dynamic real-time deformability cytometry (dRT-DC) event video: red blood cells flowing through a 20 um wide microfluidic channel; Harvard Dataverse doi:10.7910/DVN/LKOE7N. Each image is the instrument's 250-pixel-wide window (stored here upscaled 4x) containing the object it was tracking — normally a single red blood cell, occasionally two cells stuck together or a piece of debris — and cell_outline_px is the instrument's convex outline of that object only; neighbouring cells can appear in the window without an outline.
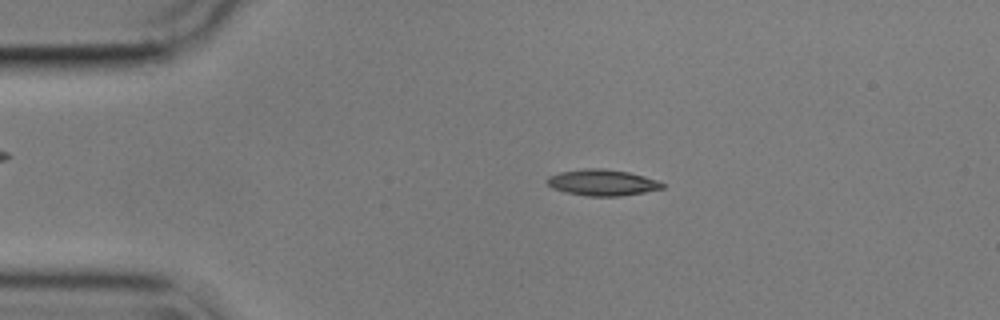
{"species": "common noctule bat (a hibernating species)", "species_latin": "Nyctalus noctula", "temperature_condition": "cold", "stored_images_in_passage": 52, "camera_frame_rate_fps": 3000, "um_per_image_px": 0.085, "animal": {"sex": "male", "body_mass_g": 17.9}, "frame": {"image": 1, "passage_image": 8, "time_ms": 2.333, "image_size_px": [1000, 320], "cell_outline_px": [[664, 188], [644, 192], [620, 196], [588, 196], [564, 192], [552, 188], [548, 184], [548, 176], [560, 172], [584, 168], [604, 168], [628, 172], [644, 176], [656, 180], [664, 184]], "centroid_in_image_um": [51.18, 15.51], "position_along_channel_um": 33.8, "area_um2": 17.51}}
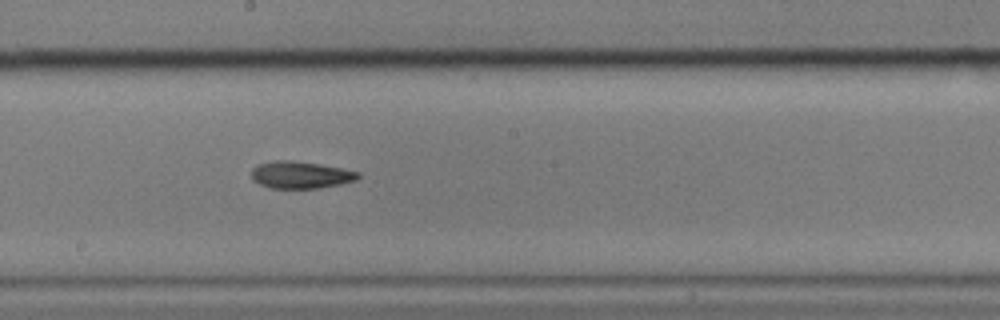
{"frame": {"image": 2, "passage_image": 27, "time_ms": 8.667, "image_size_px": [1000, 320], "cell_outline_px": [[360, 176], [356, 180], [340, 184], [320, 188], [268, 188], [252, 180], [252, 168], [256, 164], [276, 160], [292, 160], [320, 164], [360, 172]], "centroid_in_image_um": [25.52, 14.86], "position_along_channel_um": 222.7, "area_um2": 16.94}}
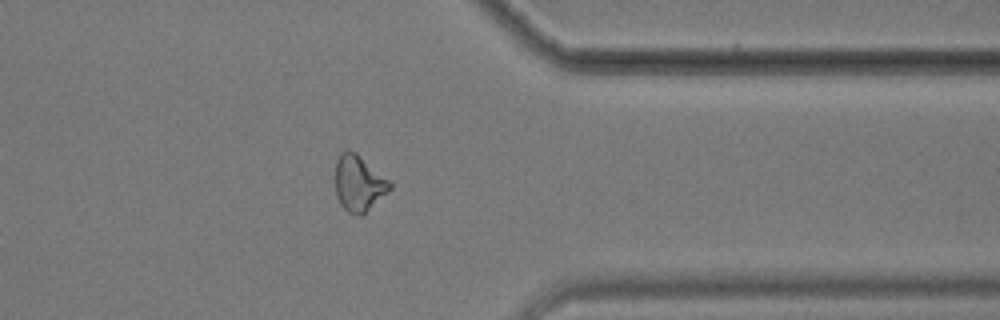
{"frame": {"image": 3, "passage_image": 41, "time_ms": 13.333, "image_size_px": [1000, 320], "cell_outline_px": [[392, 188], [388, 192], [360, 216], [348, 212], [340, 204], [336, 196], [336, 160], [340, 152], [356, 152], [392, 180]], "centroid_in_image_um": [30.53, 15.57], "position_along_channel_um": 380.9, "area_um2": 17.86}, "authors_computed_cell_mechanics": {"area_um2": 17.2533, "velocity_mm_per_s": 3.5926, "shape_relaxation_time_tau1_ms": 5.2905, "shape_relaxation_time_tau2_ms": 4.2898, "deformation_change_tau1": 0.1369, "deformation_change_tau2": 0.1242}}